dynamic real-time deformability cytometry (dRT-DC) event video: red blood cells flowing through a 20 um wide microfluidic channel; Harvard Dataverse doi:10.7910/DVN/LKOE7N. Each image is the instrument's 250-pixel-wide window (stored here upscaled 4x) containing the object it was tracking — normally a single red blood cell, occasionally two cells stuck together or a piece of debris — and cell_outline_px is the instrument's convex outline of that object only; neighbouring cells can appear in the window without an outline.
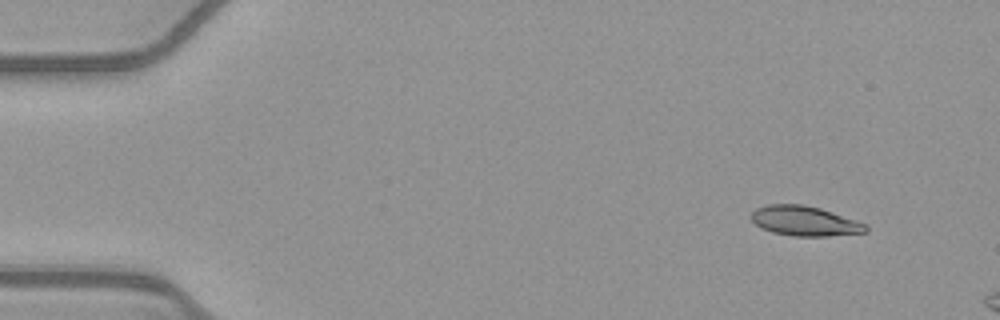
{"species": "common noctule bat (a hibernating species)", "species_latin": "Nyctalus noctula", "temperature_condition": "warm", "stored_images_in_passage": 47, "camera_frame_rate_fps": 3000, "um_per_image_px": 0.085, "animal": {"sex": "female", "body_mass_g": 21.9}, "frame": {"image": 1, "passage_image": 1, "time_ms": 0.0, "image_size_px": [1000, 320], "cell_outline_px": [[868, 232], [828, 236], [792, 236], [772, 232], [760, 228], [748, 216], [756, 208], [768, 204], [804, 204], [820, 208], [868, 224]], "centroid_in_image_um": [68.39, 18.78], "position_along_channel_um": 16.6, "area_um2": 20.11}}
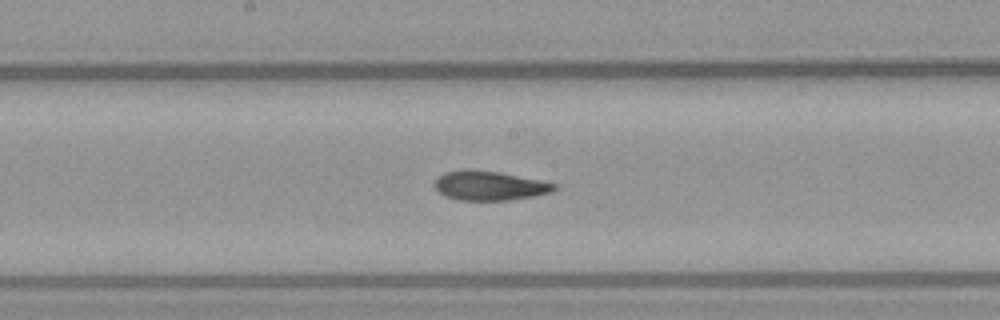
{"frame": {"image": 2, "passage_image": 24, "time_ms": 7.667, "image_size_px": [1000, 320], "cell_outline_px": [[556, 188], [552, 192], [536, 196], [508, 200], [456, 200], [444, 196], [436, 188], [436, 180], [444, 172], [496, 172], [540, 180], [556, 184]], "centroid_in_image_um": [41.67, 15.83], "position_along_channel_um": 206.5, "area_um2": 19.59}}
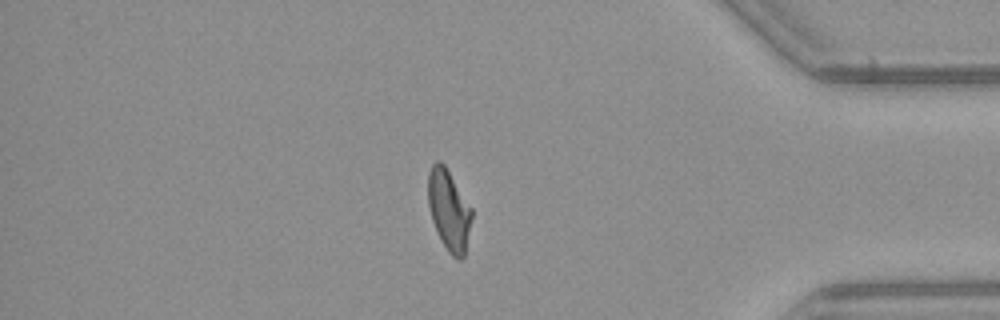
{"frame": {"image": 3, "passage_image": 41, "time_ms": 13.333, "image_size_px": [1000, 320], "cell_outline_px": [[472, 216], [464, 256], [460, 260], [456, 260], [448, 252], [440, 240], [432, 220], [428, 204], [428, 172], [432, 164], [436, 160], [440, 160], [444, 164], [472, 208]], "centroid_in_image_um": [38.14, 17.86], "position_along_channel_um": 397.1, "area_um2": 20.58}}